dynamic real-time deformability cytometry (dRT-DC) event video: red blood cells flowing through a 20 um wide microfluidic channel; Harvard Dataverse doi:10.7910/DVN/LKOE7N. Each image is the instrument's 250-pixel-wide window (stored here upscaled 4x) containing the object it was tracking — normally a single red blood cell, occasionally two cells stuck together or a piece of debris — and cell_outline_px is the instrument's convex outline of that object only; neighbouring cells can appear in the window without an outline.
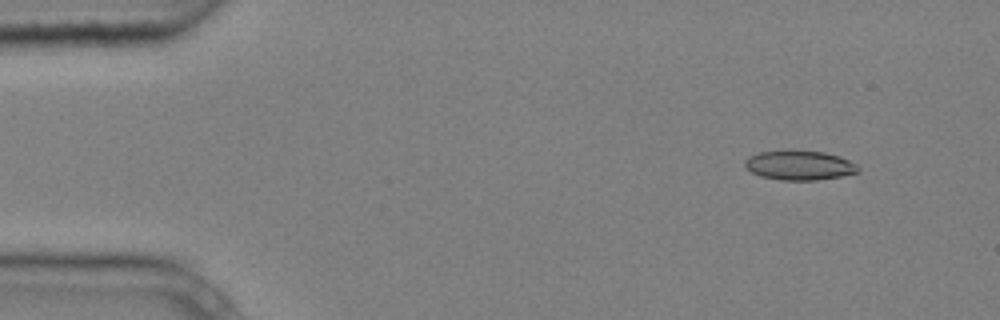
{"species": "common noctule bat (a hibernating species)", "species_latin": "Nyctalus noctula", "temperature_condition": "cold", "stored_images_in_passage": 3, "camera_frame_rate_fps": 3000, "um_per_image_px": 0.085, "animal": {"sex": "male", "body_mass_g": 20.4}, "frame": {"image": 1, "passage_image": 1, "time_ms": 0.0, "image_size_px": [1000, 320], "cell_outline_px": [[860, 172], [840, 176], [816, 180], [780, 180], [760, 176], [744, 168], [744, 160], [748, 156], [760, 152], [792, 148], [824, 152], [840, 156], [856, 164], [860, 168]], "centroid_in_image_um": [67.92, 14.02], "position_along_channel_um": 17.1, "area_um2": 20.06}}